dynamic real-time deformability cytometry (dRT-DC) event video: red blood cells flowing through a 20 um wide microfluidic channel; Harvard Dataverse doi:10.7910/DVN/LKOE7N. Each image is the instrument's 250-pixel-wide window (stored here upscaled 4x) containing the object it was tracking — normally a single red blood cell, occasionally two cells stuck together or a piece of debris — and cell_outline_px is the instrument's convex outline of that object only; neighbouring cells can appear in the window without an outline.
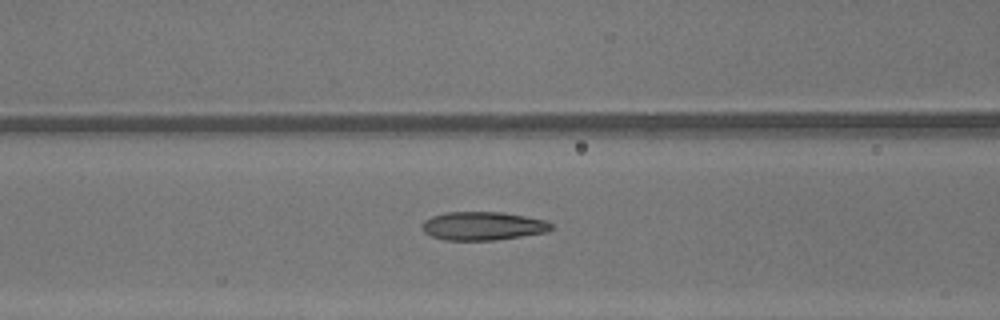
{"species": "common noctule bat (a hibernating species)", "species_latin": "Nyctalus noctula", "temperature_condition": "warm", "stored_images_in_passage": 48, "camera_frame_rate_fps": 3000, "um_per_image_px": 0.085, "animal": {"sex": "male", "body_mass_g": 13.3}, "frame": {"image": 1, "passage_image": 21, "time_ms": 6.667, "image_size_px": [1000, 320], "cell_outline_px": [[552, 228], [544, 232], [520, 236], [492, 240], [444, 240], [432, 236], [424, 232], [420, 224], [424, 220], [432, 216], [448, 212], [500, 212], [524, 216], [544, 220], [552, 224]], "centroid_in_image_um": [40.98, 19.2], "position_along_channel_um": 125.6, "area_um2": 21.15}}
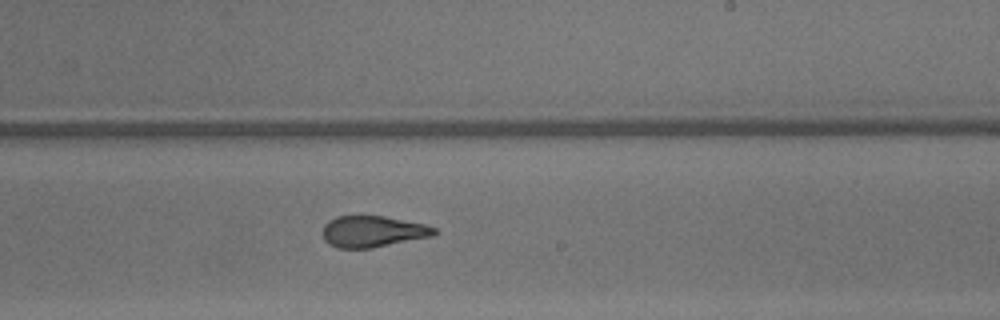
{"frame": {"image": 2, "passage_image": 30, "time_ms": 9.667, "image_size_px": [1000, 320], "cell_outline_px": [[440, 232], [436, 236], [372, 248], [336, 248], [328, 244], [324, 240], [324, 224], [328, 220], [336, 216], [384, 216], [424, 224], [436, 228]], "centroid_in_image_um": [31.73, 19.69], "position_along_channel_um": 257.3, "area_um2": 20.63}}
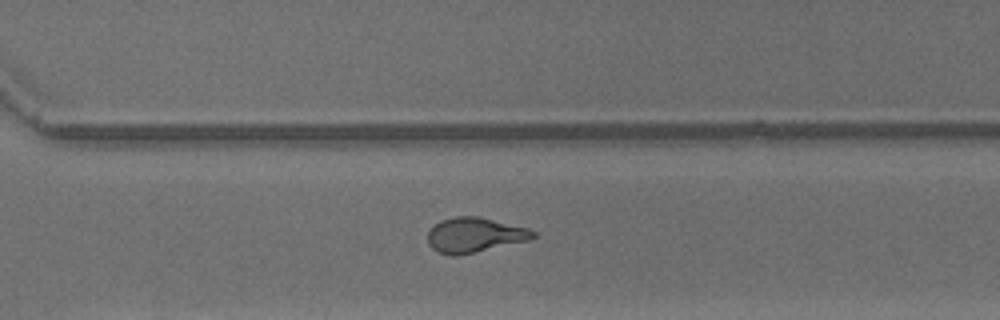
{"frame": {"image": 3, "passage_image": 35, "time_ms": 11.333, "image_size_px": [1000, 320], "cell_outline_px": [[536, 236], [528, 240], [456, 256], [452, 256], [436, 252], [428, 244], [428, 232], [440, 220], [456, 216], [476, 216], [528, 228], [536, 232]], "centroid_in_image_um": [40.31, 19.98], "position_along_channel_um": 330.3, "area_um2": 21.15}, "authors_computed_cell_mechanics": {"area_um2": 21.6172, "velocity_mm_per_s": 4.3989, "shape_relaxation_time_tau1_ms": 8.8097, "shape_relaxation_time_tau2_ms": 1.438, "deformation_change_tau1": 0.2681, "deformation_change_tau2": 0.0916}}